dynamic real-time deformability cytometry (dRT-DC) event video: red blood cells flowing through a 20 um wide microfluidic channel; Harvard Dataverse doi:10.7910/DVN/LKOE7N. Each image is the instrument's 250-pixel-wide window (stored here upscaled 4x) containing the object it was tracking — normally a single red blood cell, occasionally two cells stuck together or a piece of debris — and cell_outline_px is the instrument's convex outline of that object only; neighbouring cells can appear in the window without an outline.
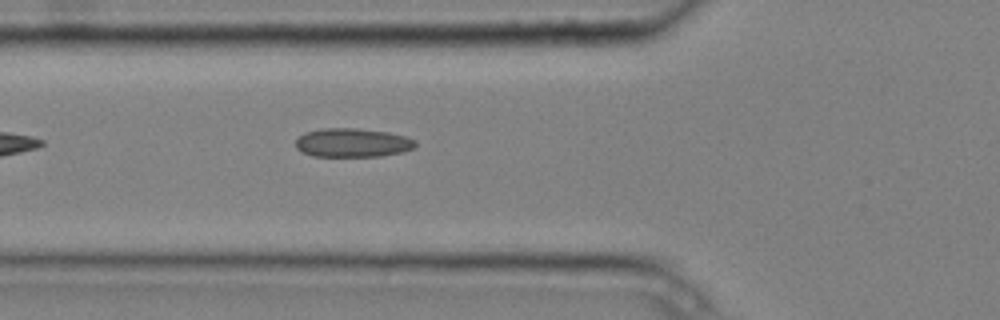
{"species": "common noctule bat (a hibernating species)", "species_latin": "Nyctalus noctula", "temperature_condition": "cold", "stored_images_in_passage": 2, "camera_frame_rate_fps": 3000, "um_per_image_px": 0.085, "animal": {"sex": "male", "body_mass_g": 20.4}, "frame": {"image": 1, "passage_image": 2, "time_ms": 0.333, "image_size_px": [1000, 320], "cell_outline_px": [[416, 148], [400, 152], [380, 156], [312, 156], [300, 152], [296, 148], [296, 140], [304, 132], [320, 128], [356, 128], [388, 132], [404, 136], [416, 140]], "centroid_in_image_um": [29.94, 12.13], "position_along_channel_um": 95.9, "area_um2": 20.23}}